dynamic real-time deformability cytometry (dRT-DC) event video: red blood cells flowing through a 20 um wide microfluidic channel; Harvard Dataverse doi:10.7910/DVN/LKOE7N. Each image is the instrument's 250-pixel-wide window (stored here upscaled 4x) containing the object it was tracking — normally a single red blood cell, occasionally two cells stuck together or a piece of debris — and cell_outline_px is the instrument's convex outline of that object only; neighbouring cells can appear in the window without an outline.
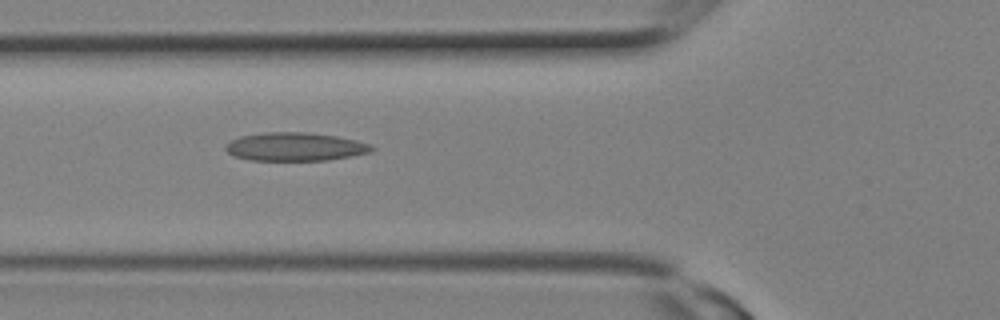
{"species": "Egyptian fruit bat (a non-hibernating species)", "species_latin": "Rousettus aegyptiacus", "temperature_condition": "room temperature", "stored_images_in_passage": 11, "camera_frame_rate_fps": 3000, "um_per_image_px": 0.085, "animal": {"sex": "female"}, "frame": {"image": 1, "passage_image": 7, "time_ms": 2.0, "image_size_px": [1000, 320], "cell_outline_px": [[376, 148], [372, 152], [352, 156], [328, 160], [248, 160], [236, 156], [228, 152], [224, 148], [224, 144], [240, 136], [264, 132], [304, 132], [336, 136], [356, 140], [372, 144]], "centroid_in_image_um": [25.11, 12.47], "position_along_channel_um": 100.7, "area_um2": 24.28}}
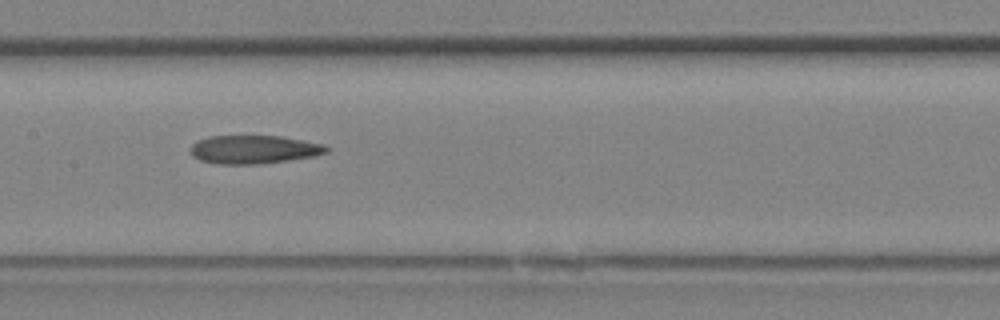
{"frame": {"image": 2, "passage_image": 10, "time_ms": 3.0, "image_size_px": [1000, 320], "cell_outline_px": [[332, 148], [328, 152], [312, 156], [288, 160], [256, 164], [216, 164], [200, 160], [192, 156], [188, 152], [188, 148], [196, 140], [208, 136], [280, 136], [324, 144]], "centroid_in_image_um": [21.52, 12.7], "position_along_channel_um": 185.9, "area_um2": 22.72}}